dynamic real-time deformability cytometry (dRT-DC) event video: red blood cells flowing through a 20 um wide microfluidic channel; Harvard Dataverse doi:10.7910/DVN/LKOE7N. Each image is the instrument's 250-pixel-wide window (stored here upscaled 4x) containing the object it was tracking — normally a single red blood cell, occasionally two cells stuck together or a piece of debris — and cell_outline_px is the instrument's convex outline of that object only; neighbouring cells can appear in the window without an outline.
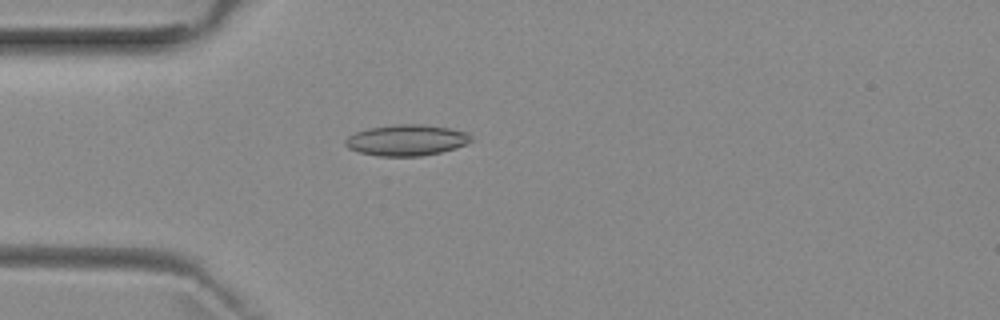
{"species": "common noctule bat (a hibernating species)", "species_latin": "Nyctalus noctula", "temperature_condition": "room temperature", "stored_images_in_passage": 43, "camera_frame_rate_fps": 3000, "um_per_image_px": 0.085, "animal": {"sex": "female", "body_mass_g": 29.2, "forearm_length_mm": 56.3}, "frame": {"image": 1, "passage_image": 5, "time_ms": 1.333, "image_size_px": [1000, 320], "cell_outline_px": [[472, 140], [456, 148], [440, 152], [420, 156], [376, 156], [360, 152], [348, 148], [344, 144], [344, 140], [348, 136], [356, 132], [368, 128], [396, 124], [424, 124], [448, 128], [468, 132], [472, 136]], "centroid_in_image_um": [34.54, 11.91], "position_along_channel_um": 50.5, "area_um2": 22.77}}
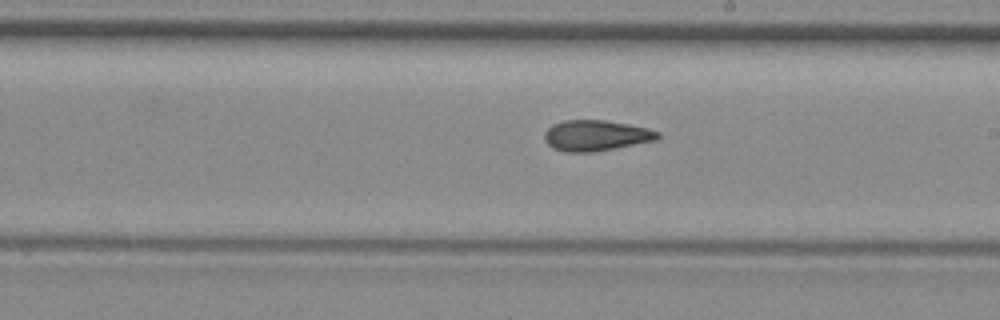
{"frame": {"image": 2, "passage_image": 20, "time_ms": 6.333, "image_size_px": [1000, 320], "cell_outline_px": [[660, 136], [656, 140], [592, 152], [564, 152], [552, 148], [548, 144], [544, 136], [544, 132], [552, 124], [564, 120], [604, 120], [628, 124], [648, 128], [660, 132]], "centroid_in_image_um": [50.63, 11.51], "position_along_channel_um": 238.4, "area_um2": 20.23}}
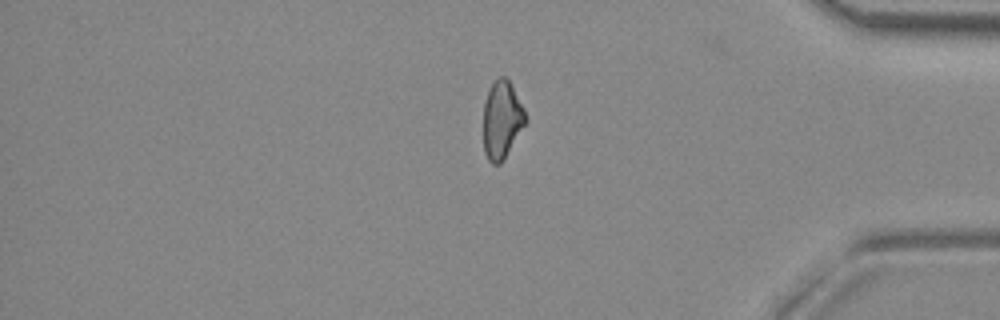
{"frame": {"image": 3, "passage_image": 34, "time_ms": 11.0, "image_size_px": [1000, 320], "cell_outline_px": [[528, 120], [504, 160], [500, 164], [492, 164], [488, 160], [484, 152], [484, 104], [488, 92], [496, 76], [504, 76], [508, 80], [524, 108]], "centroid_in_image_um": [42.67, 10.21], "position_along_channel_um": 392.5, "area_um2": 19.13}, "authors_computed_cell_mechanics": {"area_um2": 20.1144, "velocity_mm_per_s": 3.9478, "shape_relaxation_time_tau1_ms": null, "shape_relaxation_time_tau2_ms": 3.1809, "deformation_change_tau1": null, "deformation_change_tau2": 0.0974}}